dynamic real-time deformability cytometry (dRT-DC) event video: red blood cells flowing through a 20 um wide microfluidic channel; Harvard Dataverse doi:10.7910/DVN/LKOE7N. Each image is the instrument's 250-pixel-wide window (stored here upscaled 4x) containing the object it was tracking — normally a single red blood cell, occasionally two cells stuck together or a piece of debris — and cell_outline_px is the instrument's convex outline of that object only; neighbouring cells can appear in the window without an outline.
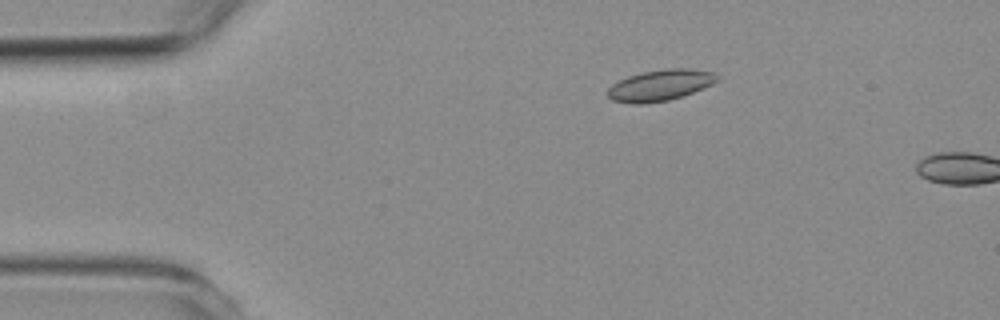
{"species": "common noctule bat (a hibernating species)", "species_latin": "Nyctalus noctula", "temperature_condition": "room temperature", "stored_images_in_passage": 3, "camera_frame_rate_fps": 3000, "um_per_image_px": 0.085, "animal": {"sex": "female", "body_mass_g": 19.3, "forearm_length_mm": 54.1}, "frame": {"image": 1, "passage_image": 1, "time_ms": 0.0, "image_size_px": [1000, 320], "cell_outline_px": [[720, 80], [712, 84], [692, 92], [668, 100], [644, 104], [632, 104], [612, 100], [608, 96], [608, 88], [612, 84], [628, 76], [644, 72], [668, 68], [688, 68], [712, 72]], "centroid_in_image_um": [56.09, 7.25], "position_along_channel_um": 28.9, "area_um2": 19.59}}